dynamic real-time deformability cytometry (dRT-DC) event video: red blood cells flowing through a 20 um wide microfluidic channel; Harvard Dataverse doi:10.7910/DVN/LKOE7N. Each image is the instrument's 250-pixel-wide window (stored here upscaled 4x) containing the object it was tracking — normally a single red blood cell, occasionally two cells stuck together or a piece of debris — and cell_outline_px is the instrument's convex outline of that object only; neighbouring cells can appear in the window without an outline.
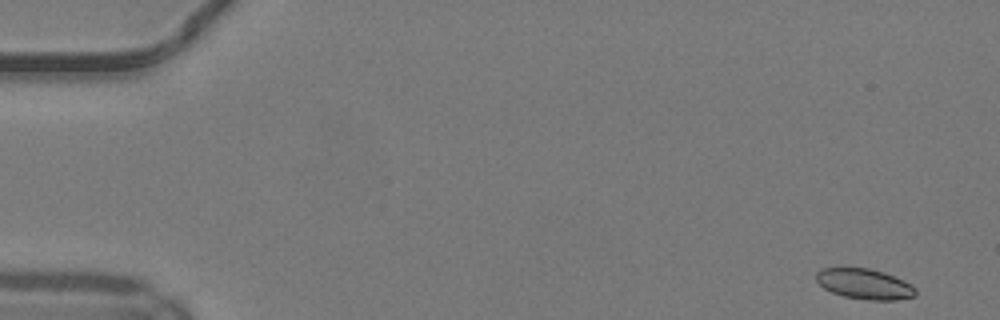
{"species": "common noctule bat (a hibernating species)", "species_latin": "Nyctalus noctula", "temperature_condition": "warm", "stored_images_in_passage": 48, "camera_frame_rate_fps": 3000, "um_per_image_px": 0.085, "animal": {"sex": "male", "body_mass_g": 19.2, "forearm_length_mm": 51.8}, "frame": {"image": 1, "passage_image": 1, "time_ms": 0.0, "image_size_px": [1000, 320], "cell_outline_px": [[916, 296], [896, 300], [872, 300], [844, 296], [832, 292], [824, 288], [816, 280], [816, 272], [820, 268], [840, 264], [868, 268], [884, 272], [904, 280], [912, 284], [916, 288]], "centroid_in_image_um": [73.44, 24.08], "position_along_channel_um": 11.6, "area_um2": 18.32}}
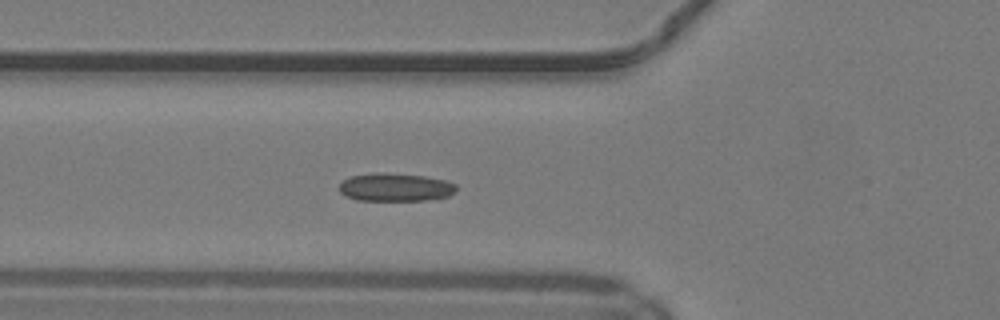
{"frame": {"image": 2, "passage_image": 17, "time_ms": 5.333, "image_size_px": [1000, 320], "cell_outline_px": [[456, 188], [448, 196], [424, 200], [356, 200], [344, 196], [340, 192], [340, 184], [348, 176], [376, 172], [384, 172], [424, 176], [444, 180], [456, 184]], "centroid_in_image_um": [33.54, 15.9], "position_along_channel_um": 92.3, "area_um2": 19.13}}
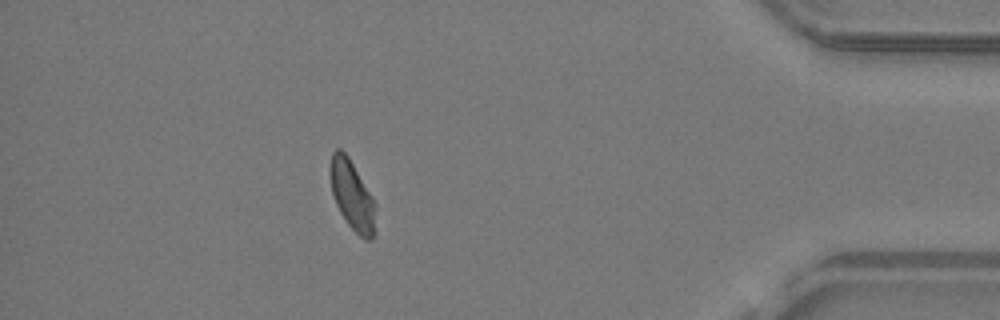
{"frame": {"image": 3, "passage_image": 43, "time_ms": 14.0, "image_size_px": [1000, 320], "cell_outline_px": [[376, 208], [372, 240], [364, 240], [348, 224], [340, 212], [336, 204], [332, 192], [328, 172], [328, 168], [332, 152], [336, 148], [340, 148], [348, 156], [372, 196]], "centroid_in_image_um": [29.89, 16.56], "position_along_channel_um": 405.3, "area_um2": 18.38}, "authors_computed_cell_mechanics": {"area_um2": 18.8717, "velocity_mm_per_s": 4.1341, "shape_relaxation_time_tau1_ms": null, "shape_relaxation_time_tau2_ms": 4.3763, "deformation_change_tau1": null, "deformation_change_tau2": 0.1584}}